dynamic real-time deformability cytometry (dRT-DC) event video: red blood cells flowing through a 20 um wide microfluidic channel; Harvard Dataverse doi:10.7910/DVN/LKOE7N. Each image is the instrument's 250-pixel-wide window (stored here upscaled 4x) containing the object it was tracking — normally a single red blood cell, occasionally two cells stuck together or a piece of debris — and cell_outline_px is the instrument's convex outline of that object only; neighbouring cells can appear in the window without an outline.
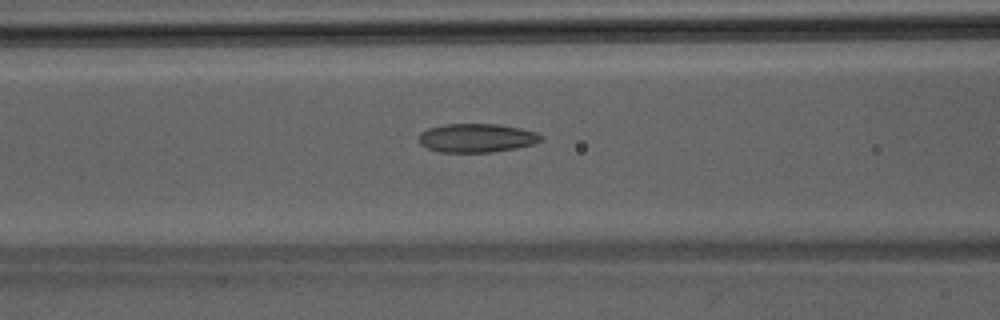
{"species": "Egyptian fruit bat (a non-hibernating species)", "species_latin": "Rousettus aegyptiacus", "temperature_condition": "room temperature", "stored_images_in_passage": 5, "camera_frame_rate_fps": 3000, "um_per_image_px": 0.085, "animal": {"sex": "male"}, "frame": {"image": 1, "passage_image": 5, "time_ms": 1.333, "image_size_px": [1000, 320], "cell_outline_px": [[544, 140], [532, 144], [516, 148], [492, 152], [440, 152], [428, 148], [420, 144], [416, 140], [420, 132], [428, 128], [444, 124], [500, 124], [520, 128], [536, 132], [544, 136]], "centroid_in_image_um": [40.5, 11.72], "position_along_channel_um": 126.1, "area_um2": 20.69}}